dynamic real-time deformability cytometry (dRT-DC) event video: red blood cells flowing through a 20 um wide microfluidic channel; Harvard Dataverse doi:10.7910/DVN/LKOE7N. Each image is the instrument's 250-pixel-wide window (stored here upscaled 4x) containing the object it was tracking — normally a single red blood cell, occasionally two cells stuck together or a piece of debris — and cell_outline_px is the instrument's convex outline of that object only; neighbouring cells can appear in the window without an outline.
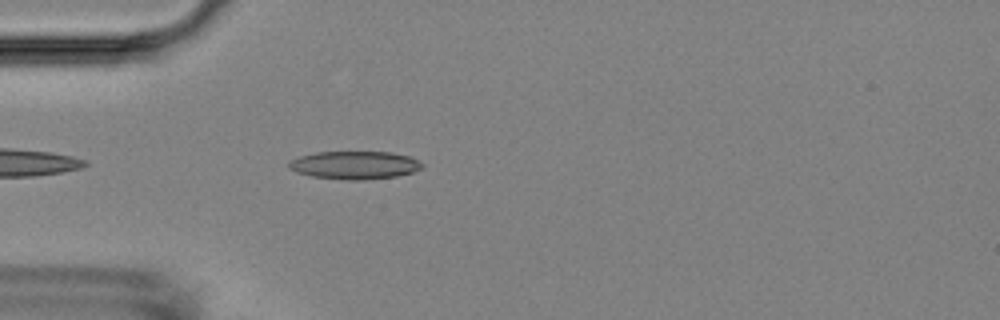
{"species": "Egyptian fruit bat (a non-hibernating species)", "species_latin": "Rousettus aegyptiacus", "temperature_condition": "room temperature", "stored_images_in_passage": 41, "camera_frame_rate_fps": 3000, "um_per_image_px": 0.085, "animal": {"sex": "female"}, "frame": {"image": 1, "passage_image": 3, "time_ms": 0.667, "image_size_px": [1000, 320], "cell_outline_px": [[424, 168], [412, 172], [396, 176], [364, 180], [344, 180], [312, 176], [296, 172], [288, 168], [288, 160], [300, 156], [316, 152], [392, 152], [408, 156], [424, 164]], "centroid_in_image_um": [30.12, 14.04], "position_along_channel_um": 54.9, "area_um2": 21.85}}
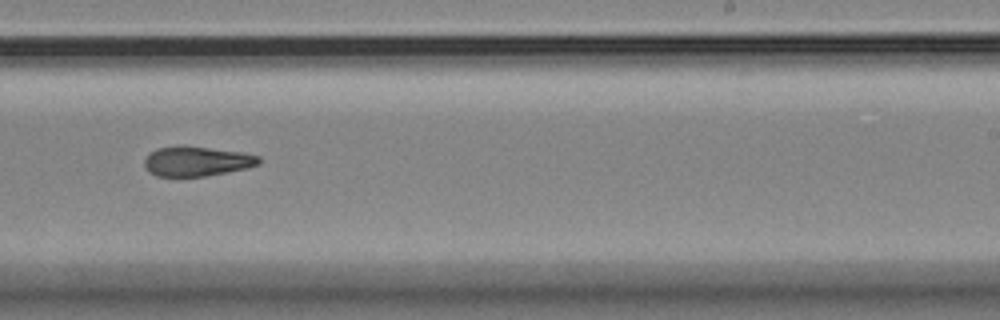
{"frame": {"image": 2, "passage_image": 21, "time_ms": 6.667, "image_size_px": [1000, 320], "cell_outline_px": [[260, 164], [248, 168], [228, 172], [204, 176], [156, 176], [148, 172], [144, 164], [144, 160], [148, 152], [156, 148], [180, 144], [184, 144], [240, 152], [260, 156]], "centroid_in_image_um": [16.68, 13.68], "position_along_channel_um": 272.3, "area_um2": 20.29}}
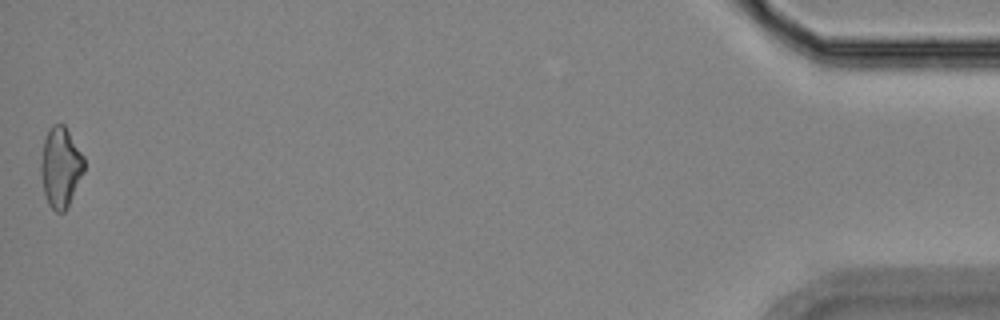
{"frame": {"image": 3, "passage_image": 41, "time_ms": 13.333, "image_size_px": [1000, 320], "cell_outline_px": [[84, 172], [68, 208], [64, 212], [56, 212], [48, 204], [44, 192], [40, 172], [40, 164], [44, 140], [48, 128], [52, 124], [64, 124], [84, 156]], "centroid_in_image_um": [5.15, 14.22], "position_along_channel_um": 430.0, "area_um2": 20.4}, "authors_computed_cell_mechanics": {"area_um2": 20.3456, "velocity_mm_per_s": 3.7237, "shape_relaxation_time_tau1_ms": 8.4131, "shape_relaxation_time_tau2_ms": 4.8539, "deformation_change_tau1": 0.1853, "deformation_change_tau2": 0.1508}}